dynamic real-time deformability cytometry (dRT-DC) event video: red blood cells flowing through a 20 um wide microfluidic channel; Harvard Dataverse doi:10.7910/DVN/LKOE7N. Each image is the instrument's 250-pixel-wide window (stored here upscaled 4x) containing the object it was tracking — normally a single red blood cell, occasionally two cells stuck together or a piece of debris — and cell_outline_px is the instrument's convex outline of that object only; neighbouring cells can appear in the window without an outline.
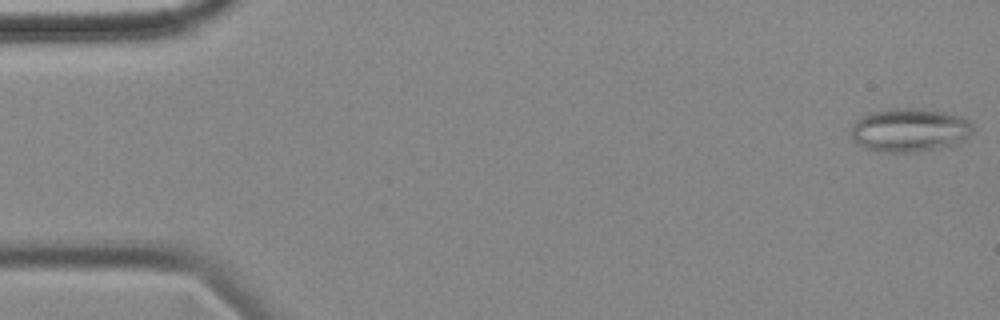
{"species": "common noctule bat (a hibernating species)", "species_latin": "Nyctalus noctula", "temperature_condition": "cold", "stored_images_in_passage": 56, "camera_frame_rate_fps": 3000, "um_per_image_px": 0.085, "animal": {"sex": "female", "body_mass_g": 18.4}, "frame": {"image": 1, "passage_image": 1, "time_ms": 0.0, "image_size_px": [1000, 320], "cell_outline_px": [[972, 132], [968, 136], [956, 144], [916, 152], [880, 152], [864, 148], [856, 144], [852, 140], [852, 124], [856, 120], [872, 112], [896, 108], [924, 108], [964, 116], [972, 124]], "centroid_in_image_um": [77.31, 11.05], "position_along_channel_um": 7.7, "area_um2": 31.04}}
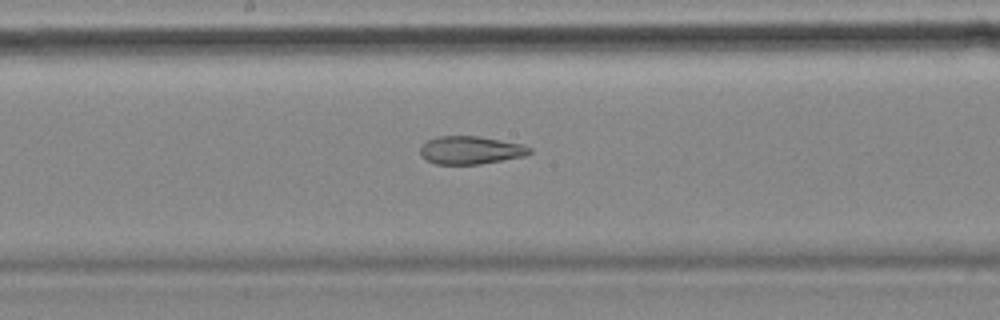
{"frame": {"image": 2, "passage_image": 29, "time_ms": 9.333, "image_size_px": [1000, 320], "cell_outline_px": [[532, 152], [524, 156], [480, 164], [436, 164], [420, 156], [420, 144], [436, 136], [476, 136], [524, 144], [532, 148]], "centroid_in_image_um": [39.98, 12.76], "position_along_channel_um": 208.2, "area_um2": 17.92}}
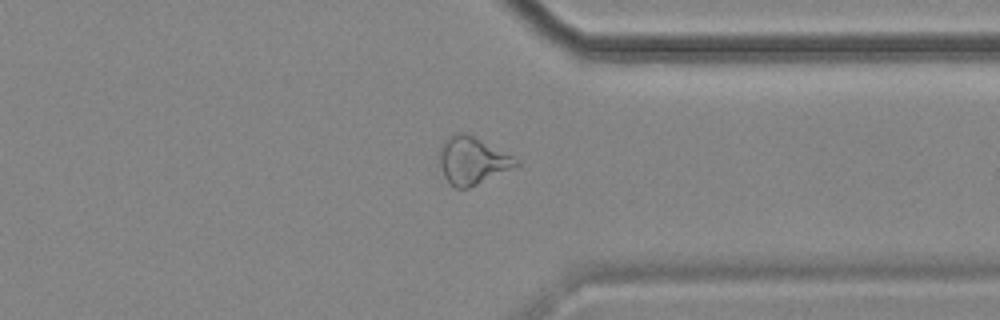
{"frame": {"image": 3, "passage_image": 43, "time_ms": 14.0, "image_size_px": [1000, 320], "cell_outline_px": [[520, 164], [468, 188], [456, 188], [448, 184], [444, 176], [436, 156], [444, 140], [456, 132], [468, 132], [520, 160]], "centroid_in_image_um": [40.09, 13.62], "position_along_channel_um": 371.3, "area_um2": 21.33}, "authors_computed_cell_mechanics": {"area_um2": 23.3801, "velocity_mm_per_s": 3.5481, "shape_relaxation_time_tau1_ms": null, "shape_relaxation_time_tau2_ms": 3.6079, "deformation_change_tau1": null, "deformation_change_tau2": 0.1268}}